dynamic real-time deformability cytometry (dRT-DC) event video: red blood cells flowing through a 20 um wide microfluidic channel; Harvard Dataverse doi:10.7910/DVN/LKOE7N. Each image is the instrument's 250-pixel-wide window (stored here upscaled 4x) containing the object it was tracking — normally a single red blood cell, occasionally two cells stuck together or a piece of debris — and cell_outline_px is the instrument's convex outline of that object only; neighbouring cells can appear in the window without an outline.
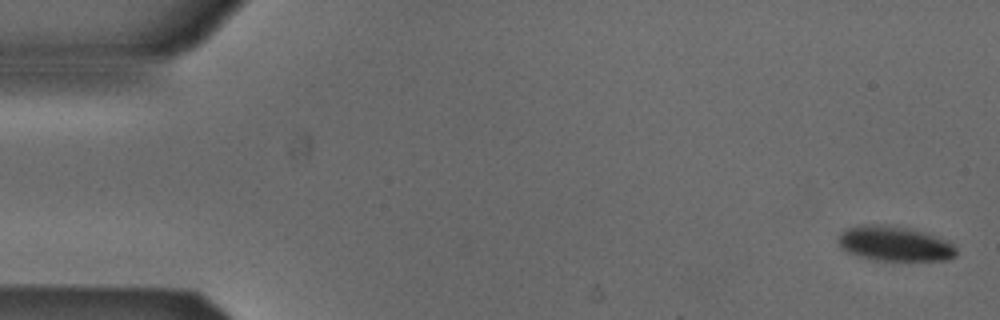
{"species": "Egyptian fruit bat (a non-hibernating species)", "species_latin": "Rousettus aegyptiacus", "temperature_condition": "cold", "stored_images_in_passage": 5, "camera_frame_rate_fps": 3000, "um_per_image_px": 0.085, "animal": {"sex": "male"}, "frame": {"image": 1, "passage_image": 1, "time_ms": 0.0, "image_size_px": [1000, 320], "cell_outline_px": [[956, 256], [948, 260], [872, 260], [848, 252], [840, 248], [840, 232], [844, 228], [860, 224], [888, 224], [908, 228], [924, 232], [948, 240], [956, 244]], "centroid_in_image_um": [76.06, 20.69], "position_along_channel_um": 8.9, "area_um2": 24.28}}
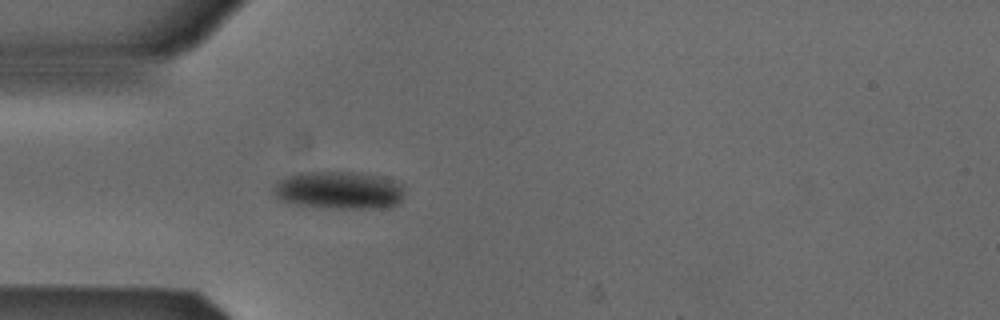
{"frame": {"image": 2, "passage_image": 5, "time_ms": 1.333, "image_size_px": [1000, 320], "cell_outline_px": [[404, 196], [400, 204], [384, 208], [320, 208], [296, 204], [276, 200], [272, 192], [272, 188], [276, 180], [300, 172], [352, 172], [380, 176], [404, 184]], "centroid_in_image_um": [28.79, 16.18], "position_along_channel_um": 56.2, "area_um2": 29.48}}